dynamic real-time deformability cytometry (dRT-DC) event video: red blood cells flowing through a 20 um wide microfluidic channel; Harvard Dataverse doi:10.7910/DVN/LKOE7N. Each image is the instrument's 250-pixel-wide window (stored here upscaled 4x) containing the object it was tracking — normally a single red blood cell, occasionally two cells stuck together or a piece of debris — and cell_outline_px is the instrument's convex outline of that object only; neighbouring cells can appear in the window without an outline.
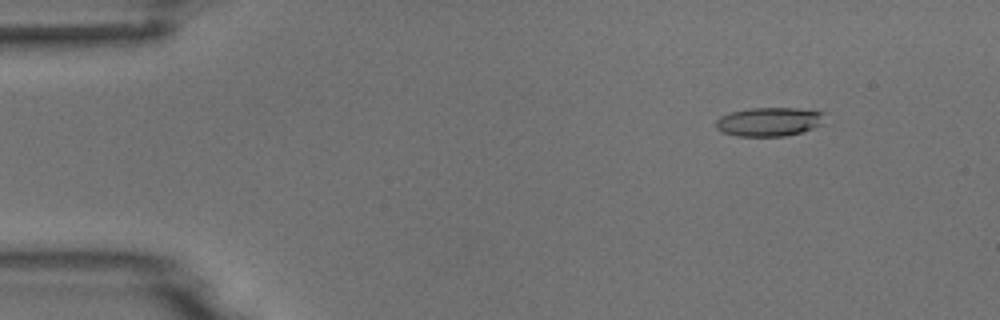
{"species": "common noctule bat (a hibernating species)", "species_latin": "Nyctalus noctula", "temperature_condition": "room temperature", "stored_images_in_passage": 9, "camera_frame_rate_fps": 3000, "um_per_image_px": 0.085, "animal": {"sex": "male", "body_mass_g": 18.8}, "frame": {"image": 1, "passage_image": 2, "time_ms": 1.0, "image_size_px": [1000, 320], "cell_outline_px": [[828, 112], [820, 124], [812, 128], [800, 132], [784, 136], [736, 136], [720, 132], [716, 128], [716, 120], [720, 116], [732, 112], [752, 108], [796, 108]], "centroid_in_image_um": [65.37, 10.34], "position_along_channel_um": 19.6, "area_um2": 18.32}}